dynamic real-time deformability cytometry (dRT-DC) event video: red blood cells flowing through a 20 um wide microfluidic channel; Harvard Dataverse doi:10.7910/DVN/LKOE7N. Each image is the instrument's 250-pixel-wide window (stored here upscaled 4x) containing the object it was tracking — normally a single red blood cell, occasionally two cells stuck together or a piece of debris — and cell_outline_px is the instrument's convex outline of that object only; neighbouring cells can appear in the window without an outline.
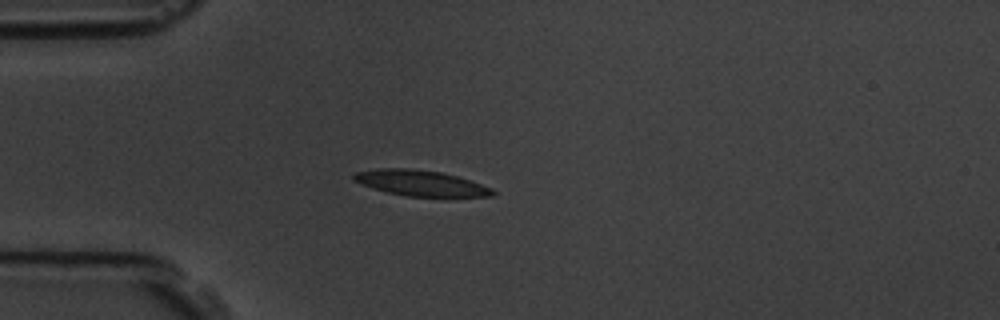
{"species": "common noctule bat (a hibernating species)", "species_latin": "Nyctalus noctula", "temperature_condition": "room temperature", "stored_images_in_passage": 5, "camera_frame_rate_fps": 3000, "um_per_image_px": 0.085, "animal": {"sex": "male", "body_mass_g": 19.5, "forearm_length_mm": 54.6}, "frame": {"image": 1, "passage_image": 4, "time_ms": 3.667, "image_size_px": [1000, 320], "cell_outline_px": [[496, 192], [492, 196], [444, 200], [408, 196], [388, 192], [372, 188], [360, 184], [352, 180], [352, 176], [356, 172], [380, 168], [408, 168], [444, 172], [492, 188]], "centroid_in_image_um": [35.84, 15.62], "position_along_channel_um": 49.2, "area_um2": 21.79}}